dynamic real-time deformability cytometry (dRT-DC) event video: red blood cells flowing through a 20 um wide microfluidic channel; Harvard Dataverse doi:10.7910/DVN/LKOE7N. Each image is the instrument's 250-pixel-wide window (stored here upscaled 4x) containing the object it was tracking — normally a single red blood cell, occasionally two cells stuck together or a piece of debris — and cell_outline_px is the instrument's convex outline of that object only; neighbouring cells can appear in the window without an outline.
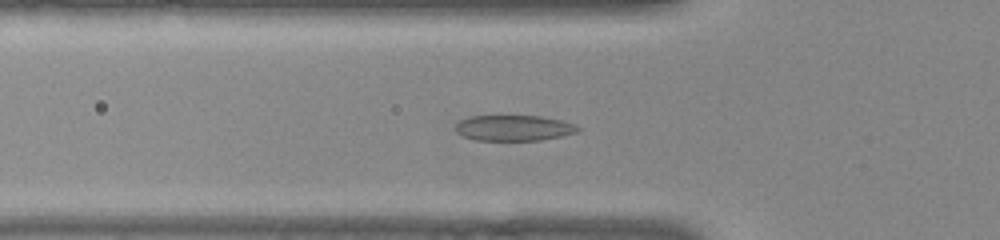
{"species": "common noctule bat (a hibernating species)", "species_latin": "Nyctalus noctula", "temperature_condition": "warm", "stored_images_in_passage": 42, "camera_frame_rate_fps": 3000, "um_per_image_px": 0.085, "animal": {"sex": "female", "body_mass_g": 22.0, "forearm_length_mm": 56.7}, "frame": {"image": 1, "passage_image": 7, "time_ms": 2.0, "image_size_px": [1000, 240], "cell_outline_px": [[580, 128], [576, 132], [560, 136], [540, 140], [476, 140], [464, 136], [456, 132], [456, 124], [460, 120], [472, 116], [536, 116], [560, 120], [572, 124]], "centroid_in_image_um": [43.63, 10.88], "position_along_channel_um": 82.2, "area_um2": 17.92}}
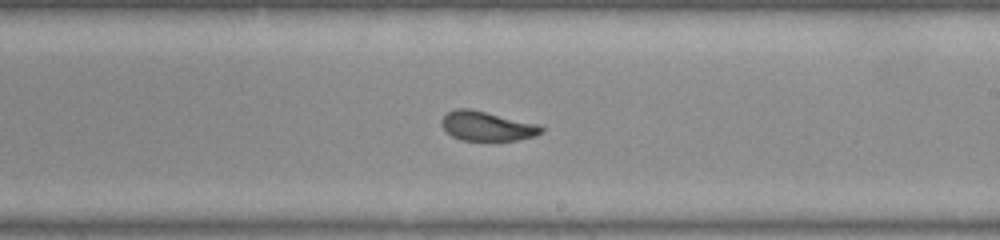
{"frame": {"image": 2, "passage_image": 20, "time_ms": 6.333, "image_size_px": [1000, 240], "cell_outline_px": [[544, 132], [536, 136], [516, 140], [460, 140], [452, 136], [444, 128], [440, 120], [448, 112], [456, 108], [468, 108], [536, 124], [544, 128]], "centroid_in_image_um": [41.38, 10.73], "position_along_channel_um": 247.6, "area_um2": 16.82}}
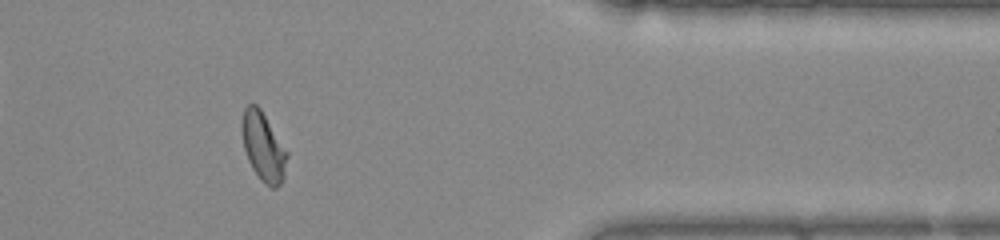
{"frame": {"image": 3, "passage_image": 33, "time_ms": 10.667, "image_size_px": [1000, 240], "cell_outline_px": [[288, 156], [284, 176], [280, 184], [276, 188], [272, 188], [264, 184], [260, 180], [252, 168], [248, 160], [244, 148], [240, 124], [244, 108], [248, 104], [256, 104], [260, 108], [288, 152]], "centroid_in_image_um": [22.37, 12.48], "position_along_channel_um": 389.0, "area_um2": 18.21}, "authors_computed_cell_mechanics": {"area_um2": 17.7157, "velocity_mm_per_s": 3.8172, "shape_relaxation_time_tau1_ms": 7.7519, "shape_relaxation_time_tau2_ms": 1.3443, "deformation_change_tau1": 0.2156, "deformation_change_tau2": 0.0854}}